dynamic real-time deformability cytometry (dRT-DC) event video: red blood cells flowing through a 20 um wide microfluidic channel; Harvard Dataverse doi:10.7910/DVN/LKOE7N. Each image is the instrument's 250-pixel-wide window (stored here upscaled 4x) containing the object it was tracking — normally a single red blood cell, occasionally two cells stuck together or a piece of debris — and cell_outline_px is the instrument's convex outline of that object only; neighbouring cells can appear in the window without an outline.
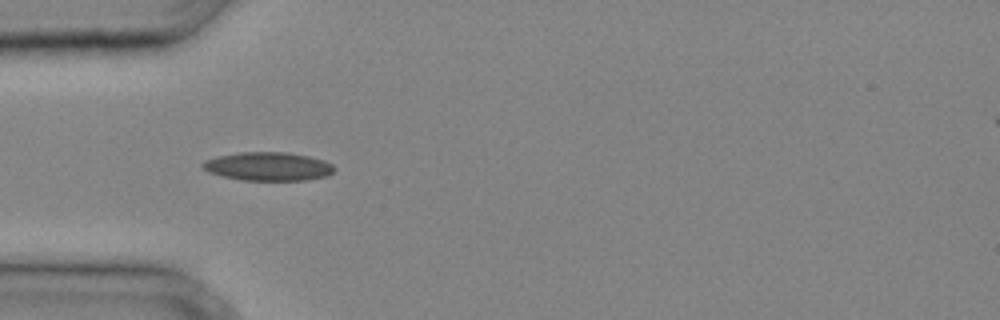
{"species": "common noctule bat (a hibernating species)", "species_latin": "Nyctalus noctula", "temperature_condition": "cold", "stored_images_in_passage": 25, "camera_frame_rate_fps": 3000, "um_per_image_px": 0.085, "animal": {"sex": "male", "body_mass_g": 20.4}, "frame": {"image": 1, "passage_image": 2, "time_ms": 0.333, "image_size_px": [1000, 320], "cell_outline_px": [[336, 168], [328, 176], [308, 180], [240, 180], [208, 172], [200, 168], [200, 164], [204, 160], [216, 156], [240, 152], [288, 152], [308, 156], [324, 160], [332, 164]], "centroid_in_image_um": [22.77, 14.14], "position_along_channel_um": 62.2, "area_um2": 22.14}}
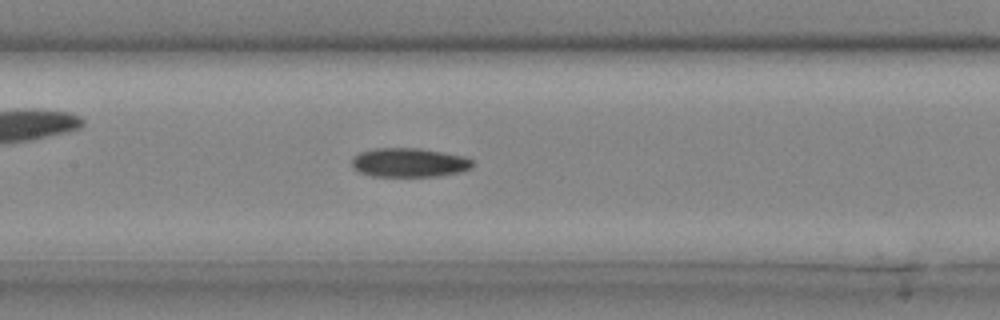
{"frame": {"image": 2, "passage_image": 8, "time_ms": 2.333, "image_size_px": [1000, 320], "cell_outline_px": [[472, 168], [460, 172], [440, 176], [372, 176], [360, 172], [352, 168], [352, 160], [360, 152], [372, 148], [420, 148], [464, 156], [472, 160]], "centroid_in_image_um": [34.78, 13.82], "position_along_channel_um": 172.6, "area_um2": 20.46}}
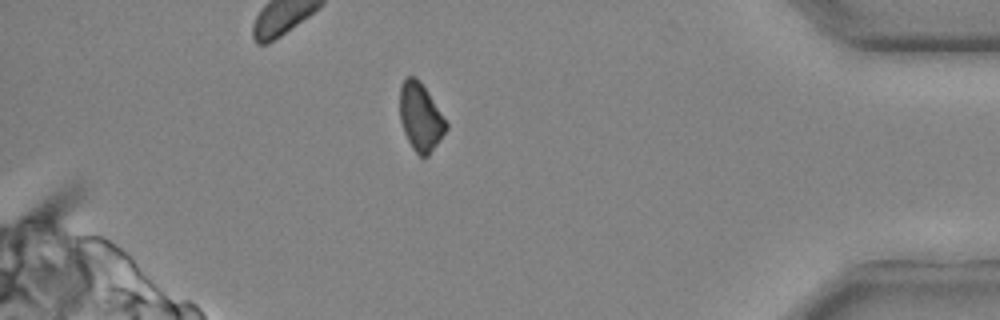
{"frame": {"image": 3, "passage_image": 22, "time_ms": 7.0, "image_size_px": [1000, 320], "cell_outline_px": [[448, 128], [440, 140], [428, 156], [420, 156], [412, 148], [404, 132], [400, 120], [400, 84], [408, 76], [416, 76], [420, 80], [428, 92], [448, 124]], "centroid_in_image_um": [35.74, 9.93], "position_along_channel_um": 399.5, "area_um2": 18.26}}